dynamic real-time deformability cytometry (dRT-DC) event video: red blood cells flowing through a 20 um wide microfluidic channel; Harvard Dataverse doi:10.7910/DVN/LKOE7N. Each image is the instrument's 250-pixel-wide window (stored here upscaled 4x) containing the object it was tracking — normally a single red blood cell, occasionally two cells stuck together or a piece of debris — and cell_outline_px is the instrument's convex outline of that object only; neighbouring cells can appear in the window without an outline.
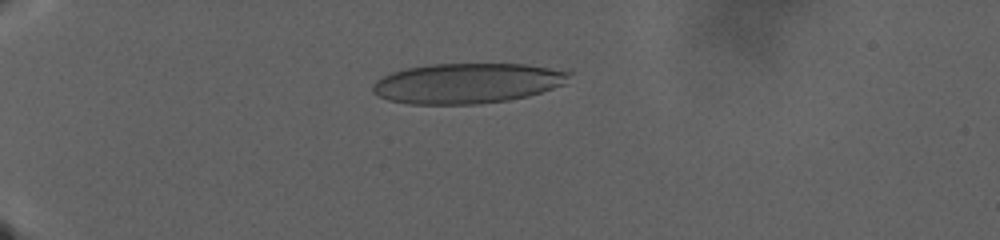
{"species": "human", "species_latin": "Homo sapiens", "temperature_condition": "warm", "stored_images_in_passage": 118, "camera_frame_rate_fps": 3000, "um_per_image_px": 0.085, "donor": {"sex": "male"}, "frame": {"image": 1, "passage_image": 22, "time_ms": 7.0, "image_size_px": [1000, 240], "cell_outline_px": [[572, 72], [564, 84], [528, 96], [508, 100], [480, 104], [408, 104], [388, 100], [372, 92], [372, 84], [376, 80], [392, 72], [408, 68], [428, 64], [524, 64]], "centroid_in_image_um": [39.67, 7.08], "position_along_channel_um": 45.3, "area_um2": 45.89}}
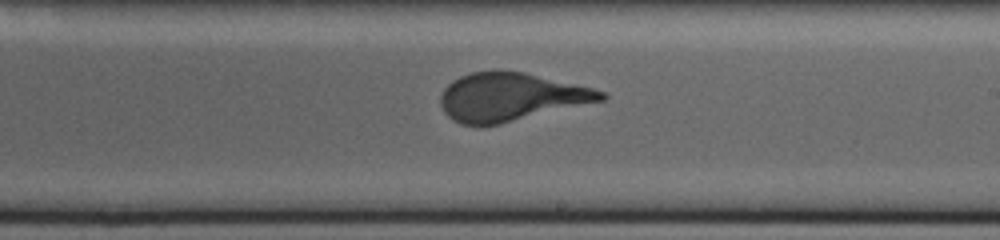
{"frame": {"image": 2, "passage_image": 70, "time_ms": 23.0, "image_size_px": [1000, 240], "cell_outline_px": [[608, 96], [604, 100], [500, 124], [480, 128], [460, 124], [452, 120], [444, 112], [440, 104], [440, 96], [444, 88], [452, 80], [460, 76], [472, 72], [496, 68], [524, 72], [592, 88], [604, 92]], "centroid_in_image_um": [43.34, 8.25], "position_along_channel_um": 245.7, "area_um2": 45.72}}
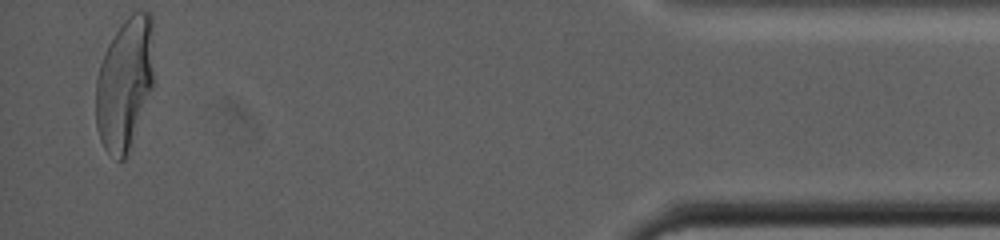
{"frame": {"image": 3, "passage_image": 114, "time_ms": 37.667, "image_size_px": [1000, 240], "cell_outline_px": [[152, 88], [128, 152], [124, 160], [116, 160], [104, 148], [100, 140], [96, 124], [96, 76], [100, 64], [108, 44], [124, 20], [132, 12], [148, 12], [152, 16]], "centroid_in_image_um": [10.58, 7.12], "position_along_channel_um": 424.6, "area_um2": 44.33}}